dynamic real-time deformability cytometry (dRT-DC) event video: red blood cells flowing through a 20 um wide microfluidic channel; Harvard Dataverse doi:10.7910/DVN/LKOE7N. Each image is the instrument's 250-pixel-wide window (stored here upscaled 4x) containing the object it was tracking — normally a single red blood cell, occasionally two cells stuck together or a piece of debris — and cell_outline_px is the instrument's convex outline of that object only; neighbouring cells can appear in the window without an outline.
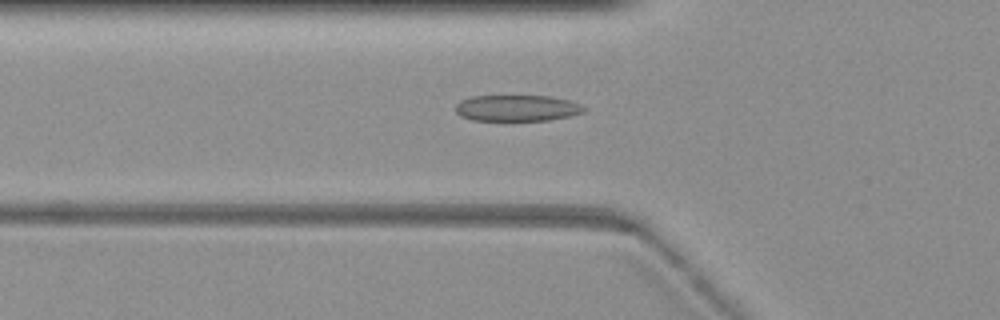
{"species": "common noctule bat (a hibernating species)", "species_latin": "Nyctalus noctula", "temperature_condition": "warm", "stored_images_in_passage": 68, "camera_frame_rate_fps": 3000, "um_per_image_px": 0.085, "animal": {"sex": "female", "body_mass_g": 19.3, "forearm_length_mm": 54.1}, "frame": {"image": 1, "passage_image": 22, "time_ms": 7.0, "image_size_px": [1000, 320], "cell_outline_px": [[584, 112], [572, 116], [548, 120], [472, 120], [460, 116], [456, 112], [456, 104], [460, 100], [472, 96], [552, 96], [568, 100], [580, 104], [584, 108]], "centroid_in_image_um": [43.94, 9.18], "position_along_channel_um": 81.9, "area_um2": 19.59}}
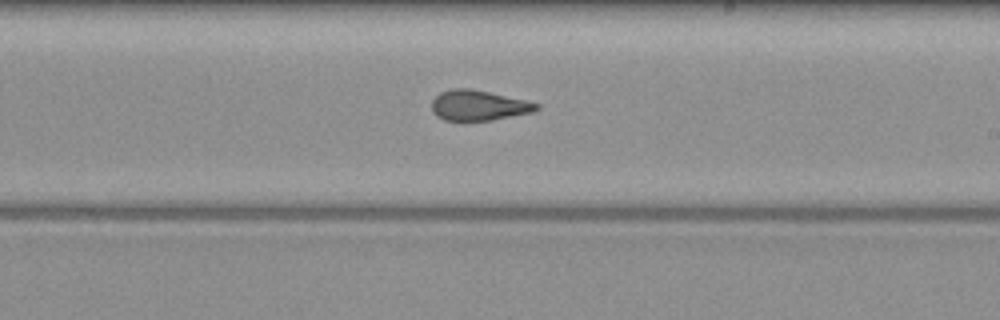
{"frame": {"image": 2, "passage_image": 39, "time_ms": 12.667, "image_size_px": [1000, 320], "cell_outline_px": [[540, 108], [532, 112], [492, 120], [444, 120], [436, 116], [432, 112], [432, 100], [440, 92], [452, 88], [468, 88], [528, 100], [540, 104]], "centroid_in_image_um": [40.68, 8.95], "position_along_channel_um": 248.3, "area_um2": 18.5}}
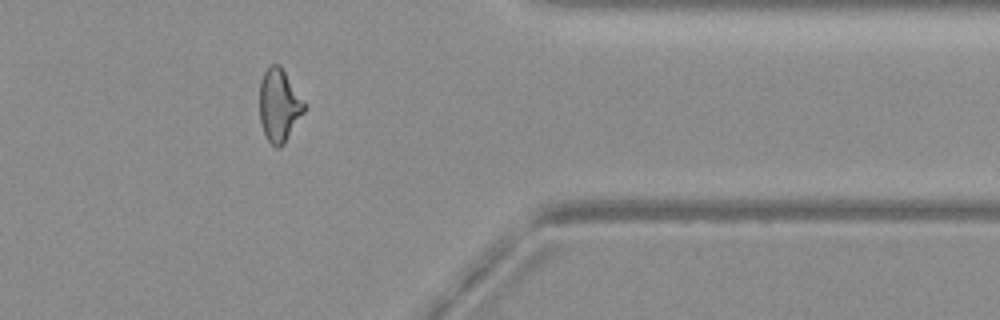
{"frame": {"image": 3, "passage_image": 55, "time_ms": 18.0, "image_size_px": [1000, 320], "cell_outline_px": [[304, 112], [284, 144], [280, 148], [276, 148], [268, 140], [264, 132], [260, 120], [260, 80], [264, 72], [272, 64], [280, 64], [304, 100]], "centroid_in_image_um": [23.72, 8.94], "position_along_channel_um": 387.7, "area_um2": 18.84}}